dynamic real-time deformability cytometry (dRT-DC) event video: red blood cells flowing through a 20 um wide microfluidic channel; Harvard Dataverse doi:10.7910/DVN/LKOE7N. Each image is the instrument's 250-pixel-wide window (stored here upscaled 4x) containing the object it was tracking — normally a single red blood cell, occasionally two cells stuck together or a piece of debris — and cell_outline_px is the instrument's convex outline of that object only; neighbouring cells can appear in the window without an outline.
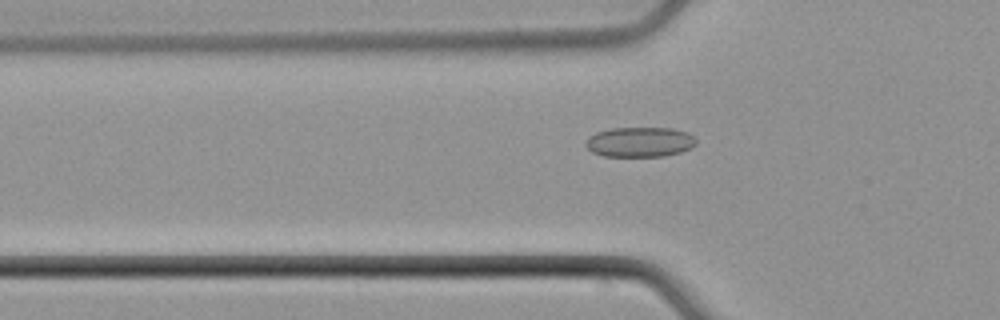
{"species": "common noctule bat (a hibernating species)", "species_latin": "Nyctalus noctula", "temperature_condition": "cold", "stored_images_in_passage": 21, "camera_frame_rate_fps": 3000, "um_per_image_px": 0.085, "animal": {"sex": "male", "body_mass_g": 21.5, "forearm_length_mm": 52.0}, "frame": {"image": 1, "passage_image": 7, "time_ms": 2.0, "image_size_px": [1000, 320], "cell_outline_px": [[696, 144], [692, 148], [680, 152], [664, 156], [604, 156], [592, 152], [584, 144], [588, 136], [596, 132], [612, 128], [672, 128], [688, 132], [696, 140]], "centroid_in_image_um": [54.38, 12.07], "position_along_channel_um": 71.4, "area_um2": 19.36}}
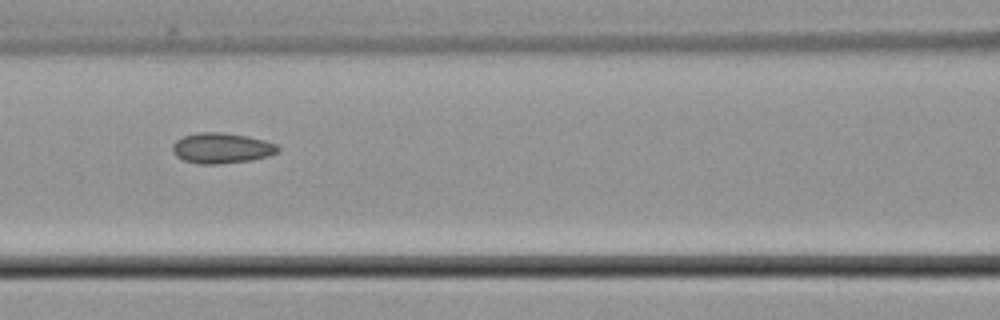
{"frame": {"image": 2, "passage_image": 13, "time_ms": 4.0, "image_size_px": [1000, 320], "cell_outline_px": [[280, 148], [276, 152], [268, 156], [252, 160], [220, 164], [200, 164], [184, 160], [176, 156], [172, 152], [172, 144], [176, 140], [184, 136], [196, 132], [220, 132], [248, 136], [264, 140], [276, 144]], "centroid_in_image_um": [18.81, 12.59], "position_along_channel_um": 147.8, "area_um2": 18.79}}
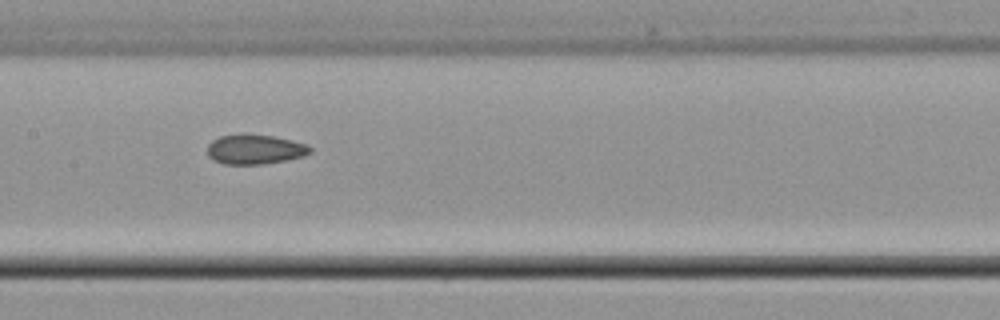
{"frame": {"image": 3, "passage_image": 16, "time_ms": 5.0, "image_size_px": [1000, 320], "cell_outline_px": [[312, 152], [304, 156], [288, 160], [260, 164], [224, 164], [212, 160], [208, 156], [208, 144], [212, 140], [220, 136], [244, 132], [272, 136], [292, 140], [308, 144], [312, 148]], "centroid_in_image_um": [21.67, 12.67], "position_along_channel_um": 185.7, "area_um2": 18.21}}